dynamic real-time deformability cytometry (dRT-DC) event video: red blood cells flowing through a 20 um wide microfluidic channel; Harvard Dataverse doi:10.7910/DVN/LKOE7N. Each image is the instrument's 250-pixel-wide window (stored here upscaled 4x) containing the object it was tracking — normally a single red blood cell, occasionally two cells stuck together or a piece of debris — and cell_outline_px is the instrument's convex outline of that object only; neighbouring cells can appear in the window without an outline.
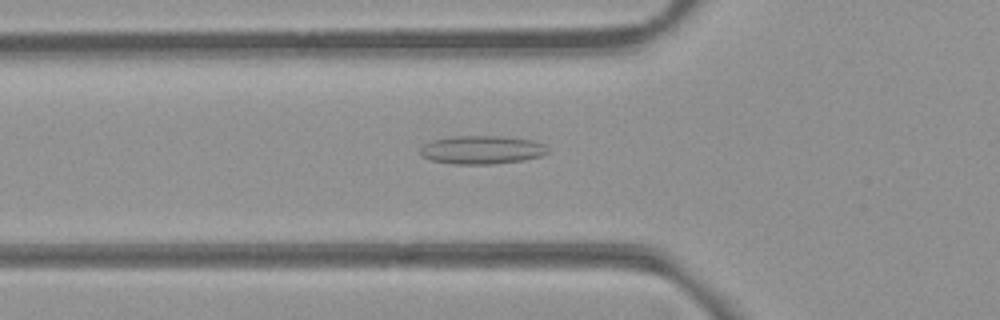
{"species": "common noctule bat (a hibernating species)", "species_latin": "Nyctalus noctula", "temperature_condition": "room temperature", "stored_images_in_passage": 54, "camera_frame_rate_fps": 3000, "um_per_image_px": 0.085, "animal": {"sex": "female", "body_mass_g": 21.9}, "frame": {"image": 1, "passage_image": 19, "time_ms": 6.0, "image_size_px": [1000, 320], "cell_outline_px": [[548, 152], [540, 156], [524, 160], [492, 164], [456, 164], [432, 160], [424, 156], [420, 152], [420, 148], [424, 144], [432, 140], [452, 136], [500, 136], [532, 140], [544, 144], [548, 148]], "centroid_in_image_um": [40.97, 12.73], "position_along_channel_um": 84.8, "area_um2": 20.98}}
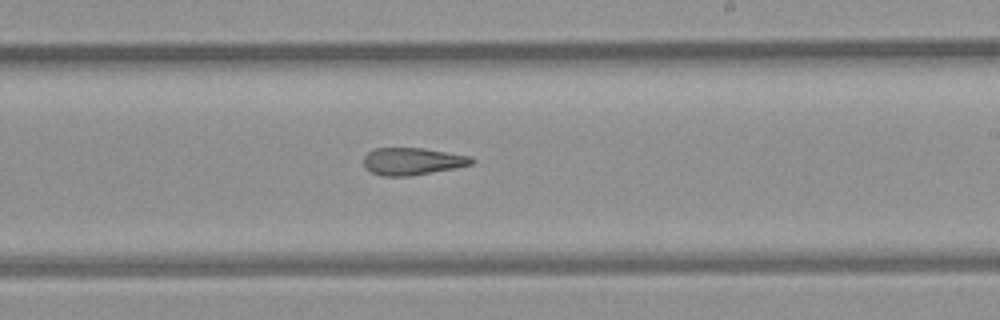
{"frame": {"image": 2, "passage_image": 32, "time_ms": 10.333, "image_size_px": [1000, 320], "cell_outline_px": [[476, 160], [472, 164], [456, 168], [412, 176], [384, 176], [372, 172], [364, 164], [364, 156], [368, 152], [376, 148], [424, 148], [472, 156]], "centroid_in_image_um": [35.11, 13.71], "position_along_channel_um": 253.9, "area_um2": 17.22}}
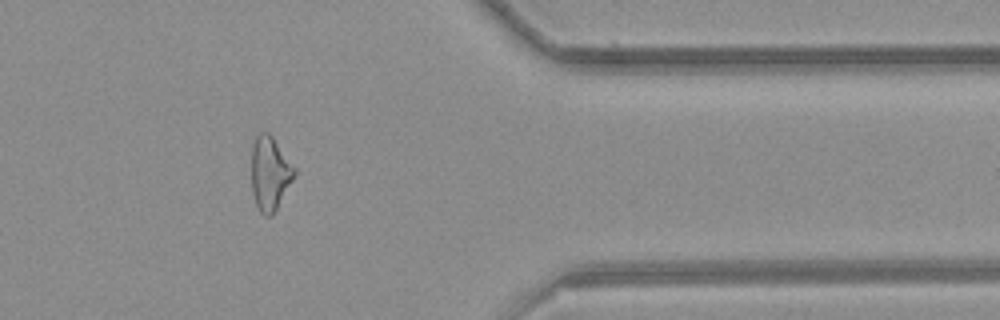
{"frame": {"image": 3, "passage_image": 44, "time_ms": 14.333, "image_size_px": [1000, 320], "cell_outline_px": [[296, 172], [292, 180], [272, 216], [264, 216], [260, 212], [256, 204], [252, 192], [252, 144], [256, 136], [260, 132], [268, 132], [272, 136], [296, 168]], "centroid_in_image_um": [22.93, 14.72], "position_along_channel_um": 388.5, "area_um2": 18.32}, "authors_computed_cell_mechanics": {"area_um2": 19.8543, "velocity_mm_per_s": 3.8778, "shape_relaxation_time_tau1_ms": null, "shape_relaxation_time_tau2_ms": 5.5134, "deformation_change_tau1": null, "deformation_change_tau2": 0.1801}}